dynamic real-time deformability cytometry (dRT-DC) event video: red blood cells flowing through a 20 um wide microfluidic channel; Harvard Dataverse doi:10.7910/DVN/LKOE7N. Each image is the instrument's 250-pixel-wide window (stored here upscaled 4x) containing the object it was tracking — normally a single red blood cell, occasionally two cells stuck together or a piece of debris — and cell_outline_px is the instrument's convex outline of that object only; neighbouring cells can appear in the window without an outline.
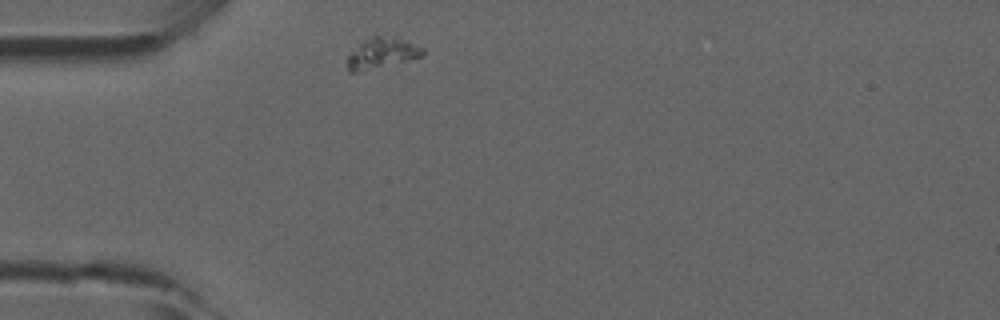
{"species": "common noctule bat (a hibernating species)", "species_latin": "Nyctalus noctula", "temperature_condition": "room temperature", "stored_images_in_passage": 29, "camera_frame_rate_fps": 3000, "um_per_image_px": 0.085, "animal": {"sex": "male", "forearm_length_mm": 52.5}, "frame": {"image": 1, "passage_image": 1, "time_ms": 0.0, "image_size_px": [1000, 320], "cell_outline_px": [[424, 56], [356, 72], [348, 72], [348, 56], [364, 40], [372, 36], [396, 36], [408, 40], [424, 48]], "centroid_in_image_um": [32.51, 4.48], "position_along_channel_um": 52.5, "area_um2": 13.24}}
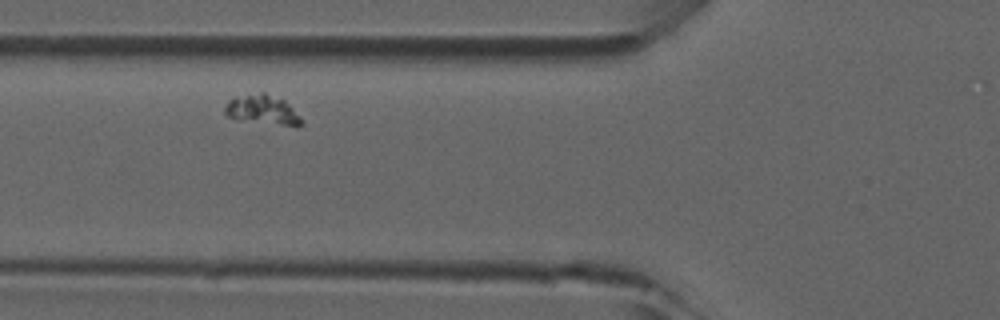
{"frame": {"image": 2, "passage_image": 6, "time_ms": 1.667, "image_size_px": [1000, 320], "cell_outline_px": [[304, 120], [300, 124], [284, 124], [240, 120], [228, 116], [224, 112], [224, 108], [228, 100], [236, 96], [260, 92], [264, 92], [284, 100]], "centroid_in_image_um": [22.25, 9.29], "position_along_channel_um": 103.5, "area_um2": 12.77}}
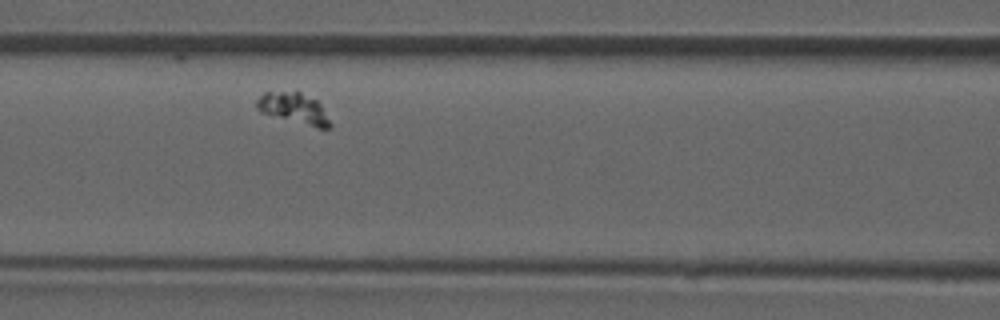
{"frame": {"image": 3, "passage_image": 9, "time_ms": 2.667, "image_size_px": [1000, 320], "cell_outline_px": [[332, 124], [328, 128], [316, 128], [260, 112], [256, 108], [256, 100], [264, 92], [296, 88], [316, 100], [320, 104]], "centroid_in_image_um": [24.95, 9.15], "position_along_channel_um": 141.6, "area_um2": 13.7}}